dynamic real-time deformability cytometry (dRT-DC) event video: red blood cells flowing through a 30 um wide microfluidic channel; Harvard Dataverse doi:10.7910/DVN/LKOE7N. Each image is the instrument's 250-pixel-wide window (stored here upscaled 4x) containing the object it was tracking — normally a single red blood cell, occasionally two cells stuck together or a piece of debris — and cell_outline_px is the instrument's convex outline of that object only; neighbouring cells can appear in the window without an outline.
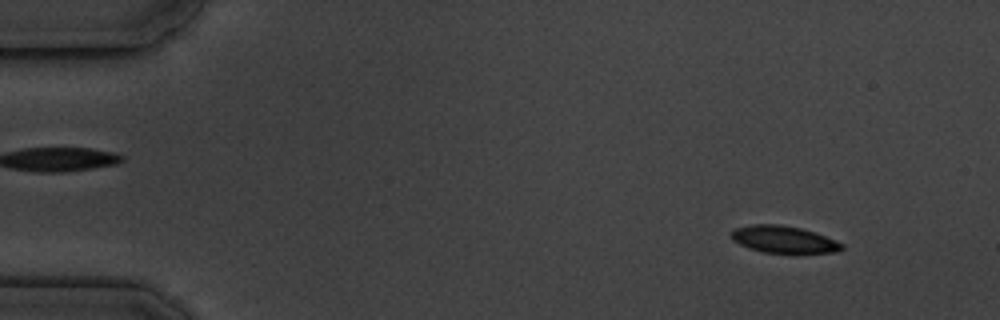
{"species": "common noctule bat (a hibernating species)", "species_latin": "Nyctalus noctula", "temperature_condition": "cold", "stored_images_in_passage": 5, "camera_frame_rate_fps": 3000, "um_per_image_px": 0.085, "animal": {"sex": "male", "body_mass_g": 19.5, "forearm_length_mm": 54.6}, "frame": {"image": 1, "passage_image": 1, "time_ms": 0.0, "image_size_px": [1000, 320], "cell_outline_px": [[844, 248], [836, 252], [764, 252], [748, 248], [732, 240], [732, 228], [752, 224], [780, 224], [800, 228], [836, 240], [844, 244]], "centroid_in_image_um": [66.58, 20.33], "position_along_channel_um": 18.4, "area_um2": 17.17}}
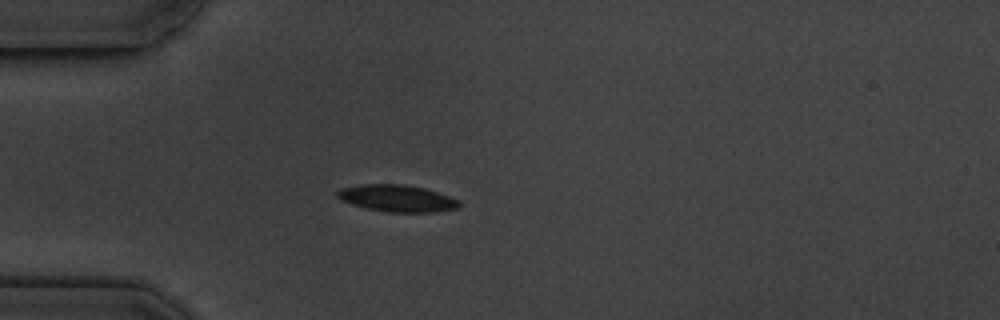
{"frame": {"image": 2, "passage_image": 4, "time_ms": 3.333, "image_size_px": [1000, 320], "cell_outline_px": [[460, 208], [436, 212], [388, 212], [368, 208], [352, 204], [340, 200], [336, 196], [336, 192], [340, 188], [360, 184], [404, 184], [424, 188], [460, 200]], "centroid_in_image_um": [33.74, 16.85], "position_along_channel_um": 51.3, "area_um2": 19.13}}